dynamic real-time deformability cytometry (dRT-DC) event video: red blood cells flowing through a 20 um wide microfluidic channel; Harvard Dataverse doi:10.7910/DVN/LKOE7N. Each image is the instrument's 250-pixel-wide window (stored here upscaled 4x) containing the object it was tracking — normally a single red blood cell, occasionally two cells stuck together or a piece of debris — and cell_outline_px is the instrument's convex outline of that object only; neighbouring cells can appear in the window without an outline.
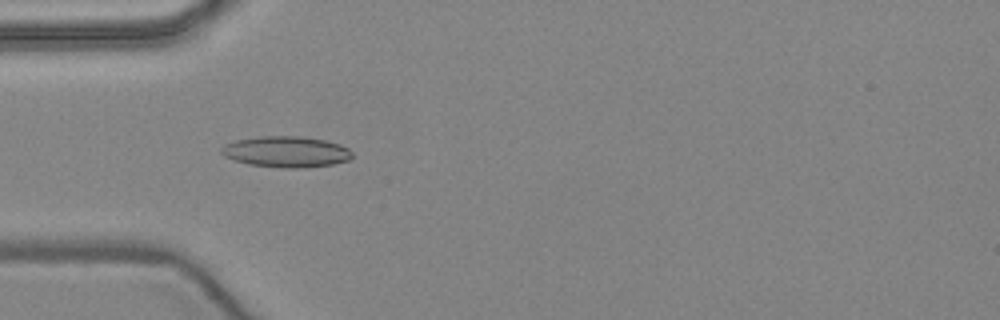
{"species": "common noctule bat (a hibernating species)", "species_latin": "Nyctalus noctula", "temperature_condition": "warm", "stored_images_in_passage": 51, "camera_frame_rate_fps": 3000, "um_per_image_px": 0.085, "animal": {"sex": "female", "body_mass_g": 24.6, "forearm_length_mm": 56.2}, "frame": {"image": 1, "passage_image": 15, "time_ms": 4.667, "image_size_px": [1000, 320], "cell_outline_px": [[352, 156], [348, 160], [332, 164], [308, 168], [284, 168], [248, 164], [224, 156], [220, 152], [220, 148], [224, 144], [236, 140], [260, 136], [300, 136], [324, 140], [340, 144], [348, 148], [352, 152]], "centroid_in_image_um": [24.32, 12.9], "position_along_channel_um": 60.7, "area_um2": 23.7}}
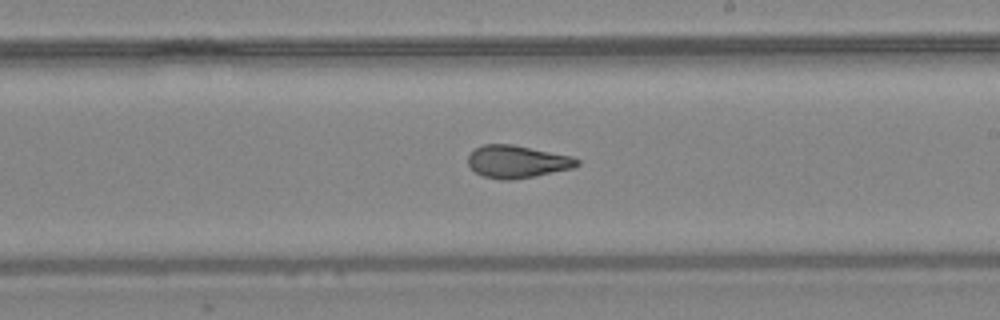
{"frame": {"image": 2, "passage_image": 29, "time_ms": 9.333, "image_size_px": [1000, 320], "cell_outline_px": [[580, 164], [572, 168], [536, 176], [512, 180], [500, 180], [484, 176], [476, 172], [468, 164], [468, 156], [476, 148], [484, 144], [512, 144], [572, 156], [580, 160]], "centroid_in_image_um": [43.97, 13.74], "position_along_channel_um": 245.0, "area_um2": 20.63}}
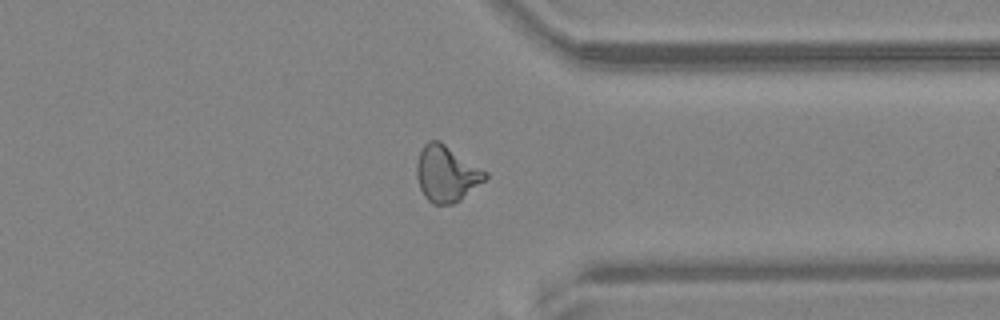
{"frame": {"image": 3, "passage_image": 39, "time_ms": 12.667, "image_size_px": [1000, 320], "cell_outline_px": [[488, 176], [484, 180], [460, 200], [452, 204], [432, 204], [424, 196], [420, 188], [416, 176], [416, 164], [420, 152], [424, 144], [428, 140], [440, 140], [488, 172]], "centroid_in_image_um": [37.93, 14.75], "position_along_channel_um": 373.5, "area_um2": 22.43}, "authors_computed_cell_mechanics": {"area_um2": 21.2704, "velocity_mm_per_s": 3.9764, "shape_relaxation_time_tau1_ms": null, "shape_relaxation_time_tau2_ms": 1.6609, "deformation_change_tau1": null, "deformation_change_tau2": 0.0736}}